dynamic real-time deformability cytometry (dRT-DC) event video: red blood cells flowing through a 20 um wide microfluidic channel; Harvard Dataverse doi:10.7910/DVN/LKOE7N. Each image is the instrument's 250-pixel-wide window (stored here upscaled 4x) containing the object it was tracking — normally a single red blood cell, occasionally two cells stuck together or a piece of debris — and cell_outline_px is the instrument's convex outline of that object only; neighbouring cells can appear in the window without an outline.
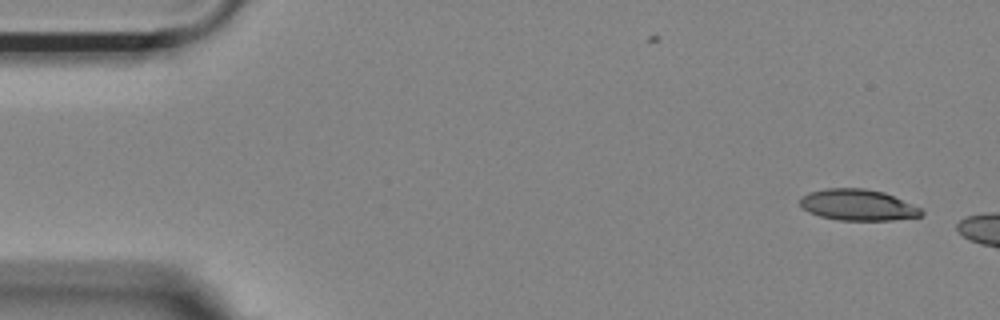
{"species": "Egyptian fruit bat (a non-hibernating species)", "species_latin": "Rousettus aegyptiacus", "temperature_condition": "room temperature", "stored_images_in_passage": 6, "camera_frame_rate_fps": 3000, "um_per_image_px": 0.085, "animal": {"sex": "female"}, "frame": {"image": 1, "passage_image": 1, "time_ms": 0.0, "image_size_px": [1000, 320], "cell_outline_px": [[924, 212], [920, 216], [892, 220], [840, 220], [820, 216], [808, 212], [800, 204], [800, 200], [808, 192], [824, 188], [864, 188], [884, 192], [920, 208]], "centroid_in_image_um": [72.9, 17.41], "position_along_channel_um": 12.1, "area_um2": 21.85}}